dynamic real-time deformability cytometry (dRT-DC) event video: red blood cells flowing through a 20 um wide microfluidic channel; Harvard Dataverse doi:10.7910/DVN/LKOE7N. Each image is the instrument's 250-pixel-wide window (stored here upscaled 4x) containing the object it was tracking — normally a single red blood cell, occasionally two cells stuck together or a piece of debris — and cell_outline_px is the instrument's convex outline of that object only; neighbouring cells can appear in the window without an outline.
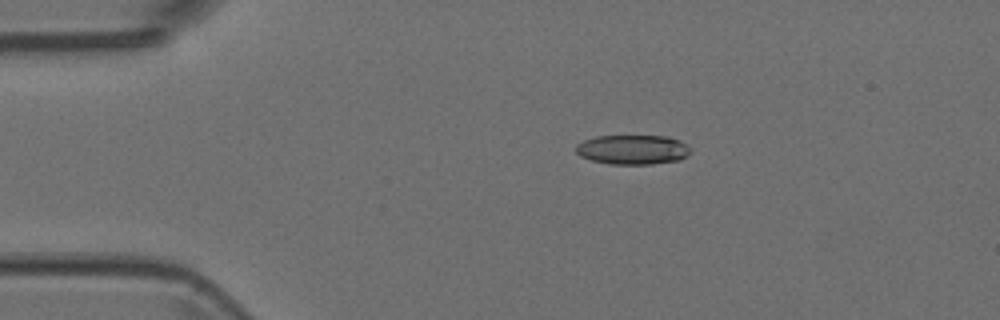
{"species": "Egyptian fruit bat (a non-hibernating species)", "species_latin": "Rousettus aegyptiacus", "temperature_condition": "room temperature", "stored_images_in_passage": 6, "camera_frame_rate_fps": 3000, "um_per_image_px": 0.085, "animal": {"sex": "female"}, "frame": {"image": 1, "passage_image": 3, "time_ms": 0.667, "image_size_px": [1000, 320], "cell_outline_px": [[688, 152], [680, 160], [652, 164], [608, 164], [592, 160], [580, 156], [576, 152], [576, 144], [584, 140], [596, 136], [668, 136], [680, 140], [688, 144]], "centroid_in_image_um": [53.75, 12.71], "position_along_channel_um": 31.2, "area_um2": 19.71}}
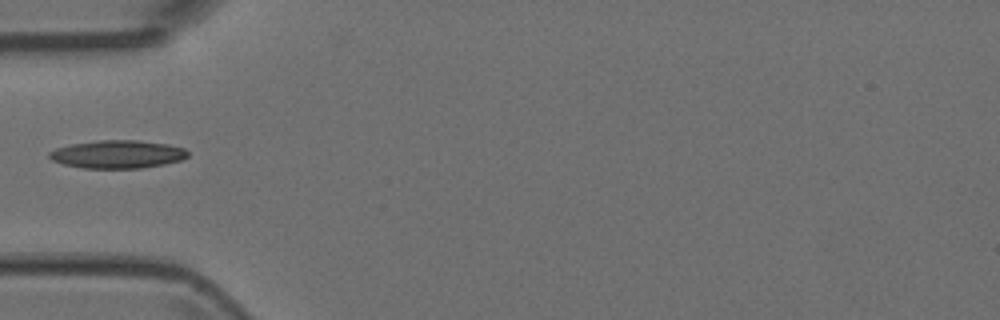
{"frame": {"image": 2, "passage_image": 5, "time_ms": 1.333, "image_size_px": [1000, 320], "cell_outline_px": [[188, 156], [180, 160], [164, 164], [140, 168], [84, 168], [64, 164], [52, 160], [48, 156], [48, 152], [56, 148], [72, 144], [100, 140], [136, 140], [168, 144], [184, 148], [188, 152]], "centroid_in_image_um": [9.98, 13.11], "position_along_channel_um": 75.0, "area_um2": 22.48}}
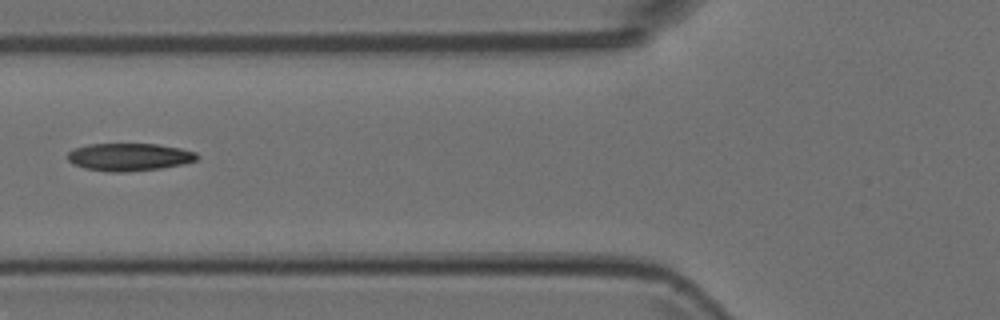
{"frame": {"image": 3, "passage_image": 6, "time_ms": 1.667, "image_size_px": [1000, 320], "cell_outline_px": [[200, 156], [196, 160], [180, 164], [160, 168], [124, 172], [108, 172], [84, 168], [72, 164], [68, 160], [68, 152], [76, 148], [88, 144], [156, 144], [180, 148], [196, 152]], "centroid_in_image_um": [10.96, 13.34], "position_along_channel_um": 114.8, "area_um2": 20.75}}